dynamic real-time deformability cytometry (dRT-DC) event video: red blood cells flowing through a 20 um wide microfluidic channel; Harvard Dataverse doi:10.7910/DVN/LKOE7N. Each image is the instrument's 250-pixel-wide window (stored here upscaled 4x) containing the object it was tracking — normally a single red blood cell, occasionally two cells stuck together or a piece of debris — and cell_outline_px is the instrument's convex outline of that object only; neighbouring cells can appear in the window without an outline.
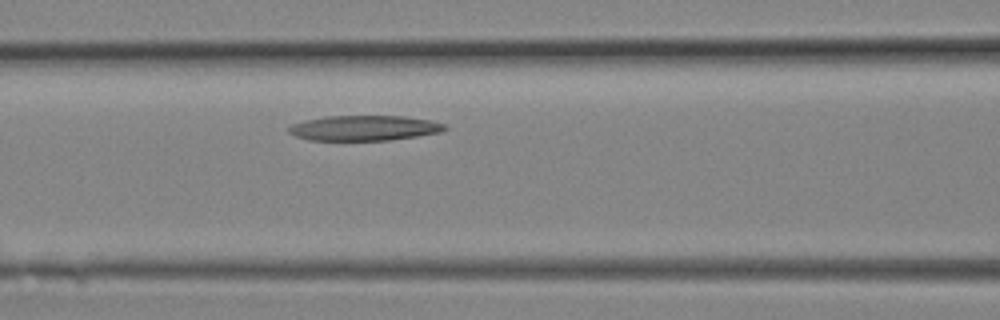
{"species": "Egyptian fruit bat (a non-hibernating species)", "species_latin": "Rousettus aegyptiacus", "temperature_condition": "room temperature", "stored_images_in_passage": 5, "camera_frame_rate_fps": 3000, "um_per_image_px": 0.085, "animal": {"sex": "female"}, "frame": {"image": 1, "passage_image": 5, "time_ms": 1.333, "image_size_px": [1000, 320], "cell_outline_px": [[448, 128], [440, 132], [416, 136], [388, 140], [308, 140], [296, 136], [288, 132], [288, 128], [292, 124], [304, 120], [324, 116], [404, 116], [428, 120], [448, 124]], "centroid_in_image_um": [30.95, 10.87], "position_along_channel_um": 135.7, "area_um2": 22.89}}